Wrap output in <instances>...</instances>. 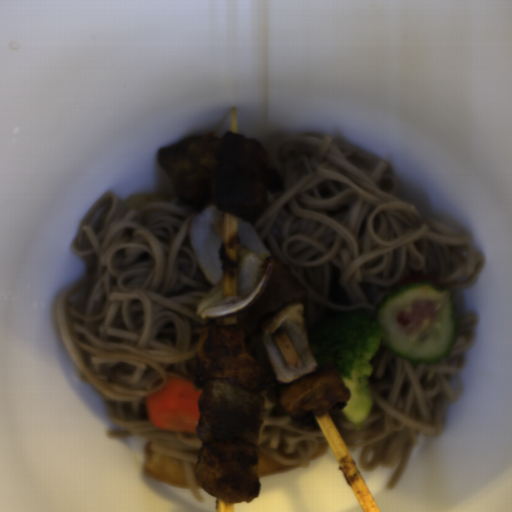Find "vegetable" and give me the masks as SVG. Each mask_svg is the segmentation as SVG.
I'll return each mask as SVG.
<instances>
[{
    "label": "vegetable",
    "mask_w": 512,
    "mask_h": 512,
    "mask_svg": "<svg viewBox=\"0 0 512 512\" xmlns=\"http://www.w3.org/2000/svg\"><path fill=\"white\" fill-rule=\"evenodd\" d=\"M198 407L196 430L203 444L220 439L258 442L265 408L260 392L246 390L234 379L215 377L202 384Z\"/></svg>",
    "instance_id": "obj_2"
},
{
    "label": "vegetable",
    "mask_w": 512,
    "mask_h": 512,
    "mask_svg": "<svg viewBox=\"0 0 512 512\" xmlns=\"http://www.w3.org/2000/svg\"><path fill=\"white\" fill-rule=\"evenodd\" d=\"M188 243L212 285L196 307L200 320L237 315L265 291L274 263L249 221L209 203L187 228Z\"/></svg>",
    "instance_id": "obj_1"
},
{
    "label": "vegetable",
    "mask_w": 512,
    "mask_h": 512,
    "mask_svg": "<svg viewBox=\"0 0 512 512\" xmlns=\"http://www.w3.org/2000/svg\"><path fill=\"white\" fill-rule=\"evenodd\" d=\"M260 341L278 383L288 384L317 368L303 303L293 302L264 323Z\"/></svg>",
    "instance_id": "obj_3"
}]
</instances>
